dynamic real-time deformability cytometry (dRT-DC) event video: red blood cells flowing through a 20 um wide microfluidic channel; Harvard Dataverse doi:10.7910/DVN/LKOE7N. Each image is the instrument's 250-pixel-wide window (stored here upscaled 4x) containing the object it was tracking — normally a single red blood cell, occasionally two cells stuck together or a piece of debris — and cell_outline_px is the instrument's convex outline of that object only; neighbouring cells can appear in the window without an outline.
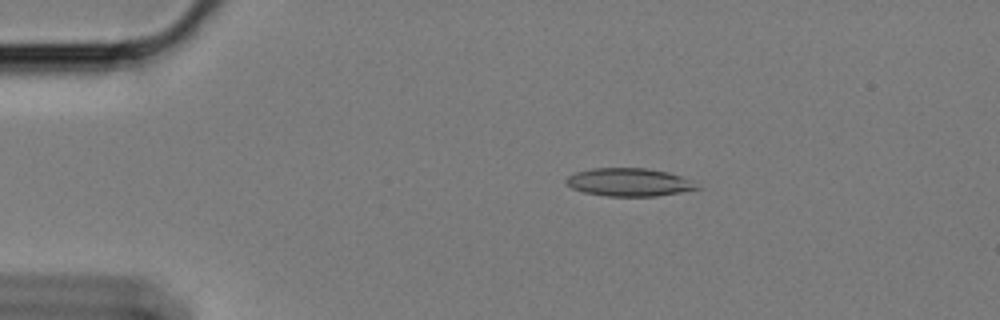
{"species": "Egyptian fruit bat (a non-hibernating species)", "species_latin": "Rousettus aegyptiacus", "temperature_condition": "cold", "stored_images_in_passage": 53, "camera_frame_rate_fps": 3000, "um_per_image_px": 0.085, "animal": {"sex": "female"}, "frame": {"image": 1, "passage_image": 6, "time_ms": 1.667, "image_size_px": [1000, 320], "cell_outline_px": [[704, 188], [656, 196], [608, 196], [584, 192], [572, 188], [564, 180], [568, 176], [576, 172], [592, 168], [648, 168], [668, 172], [680, 176]], "centroid_in_image_um": [53.47, 15.48], "position_along_channel_um": 31.5, "area_um2": 21.27}}
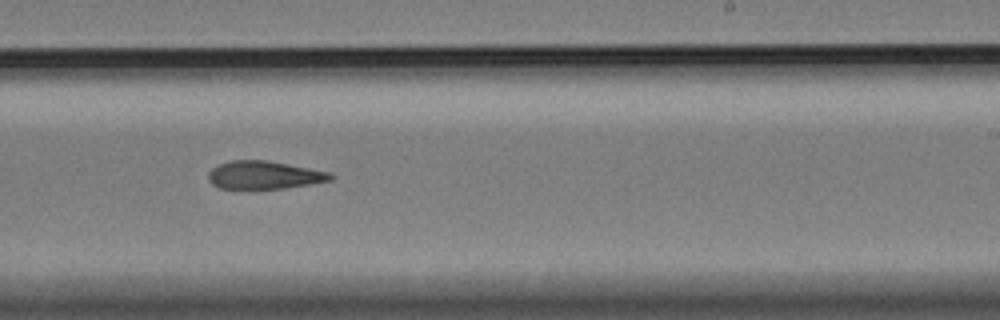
{"frame": {"image": 2, "passage_image": 31, "time_ms": 10.0, "image_size_px": [1000, 320], "cell_outline_px": [[336, 176], [332, 180], [284, 188], [220, 188], [212, 184], [208, 180], [208, 172], [212, 168], [220, 164], [232, 160], [268, 160], [332, 172]], "centroid_in_image_um": [22.49, 14.86], "position_along_channel_um": 266.5, "area_um2": 19.94}}
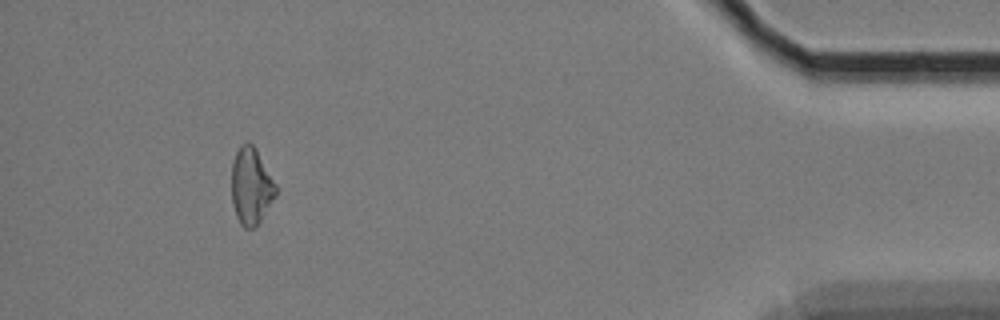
{"frame": {"image": 3, "passage_image": 49, "time_ms": 16.0, "image_size_px": [1000, 320], "cell_outline_px": [[276, 196], [260, 220], [252, 228], [244, 228], [240, 224], [236, 216], [232, 204], [232, 160], [240, 144], [252, 144], [256, 148], [276, 184]], "centroid_in_image_um": [21.33, 15.82], "position_along_channel_um": 413.9, "area_um2": 19.65}, "authors_computed_cell_mechanics": {"area_um2": 20.7502, "velocity_mm_per_s": 3.4158, "shape_relaxation_time_tau1_ms": 10.7348, "shape_relaxation_time_tau2_ms": 9.3385, "deformation_change_tau1": 0.1985, "deformation_change_tau2": 0.2128}}